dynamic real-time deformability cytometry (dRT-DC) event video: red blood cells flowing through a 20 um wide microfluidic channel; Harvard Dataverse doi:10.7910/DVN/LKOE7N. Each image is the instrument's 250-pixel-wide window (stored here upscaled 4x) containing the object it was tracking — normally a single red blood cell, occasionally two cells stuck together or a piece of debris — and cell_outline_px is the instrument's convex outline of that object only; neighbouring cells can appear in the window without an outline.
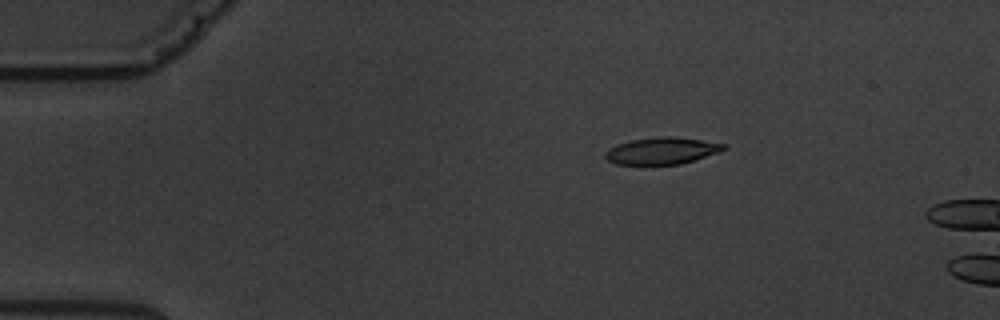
{"species": "common noctule bat (a hibernating species)", "species_latin": "Nyctalus noctula", "temperature_condition": "warm", "stored_images_in_passage": 2, "camera_frame_rate_fps": 3000, "um_per_image_px": 0.085, "animal": {"sex": "male", "body_mass_g": 19.5, "forearm_length_mm": 54.6}, "frame": {"image": 1, "passage_image": 1, "time_ms": 0.0, "image_size_px": [1000, 320], "cell_outline_px": [[728, 148], [720, 152], [696, 160], [680, 164], [616, 164], [608, 160], [604, 156], [604, 152], [608, 148], [616, 144], [632, 140], [660, 136], [672, 136], [700, 140], [724, 144]], "centroid_in_image_um": [56.25, 12.82], "position_along_channel_um": 28.7, "area_um2": 18.55}}